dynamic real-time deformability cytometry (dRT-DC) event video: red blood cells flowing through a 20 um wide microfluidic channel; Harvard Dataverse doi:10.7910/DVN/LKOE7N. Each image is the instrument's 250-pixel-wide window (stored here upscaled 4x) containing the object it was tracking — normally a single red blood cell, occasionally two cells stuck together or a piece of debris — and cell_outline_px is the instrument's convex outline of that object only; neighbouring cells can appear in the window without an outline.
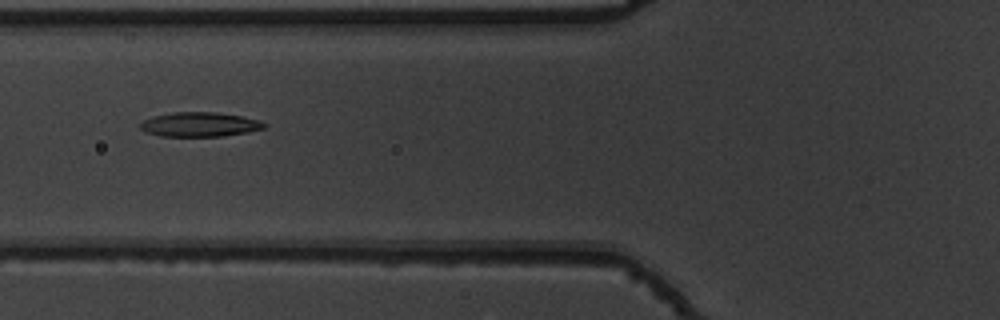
{"species": "common noctule bat (a hibernating species)", "species_latin": "Nyctalus noctula", "temperature_condition": "warm", "stored_images_in_passage": 43, "segment_of_instrument_passage": [1, 2], "camera_frame_rate_fps": 3000, "um_per_image_px": 0.085, "animal": {"sex": "male", "body_mass_g": 19.5, "forearm_length_mm": 54.6}, "frame": {"image": 1, "passage_image": 11, "time_ms": 3.333, "image_size_px": [1000, 320], "cell_outline_px": [[268, 124], [264, 128], [248, 132], [224, 136], [160, 136], [148, 132], [140, 128], [140, 124], [144, 120], [152, 116], [172, 112], [216, 112], [240, 116], [260, 120]], "centroid_in_image_um": [16.99, 10.57], "position_along_channel_um": 108.8, "area_um2": 17.63}}
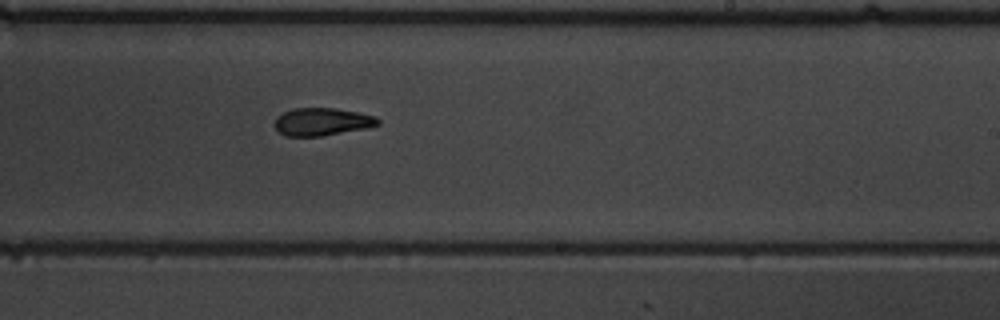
{"frame": {"image": 2, "passage_image": 23, "time_ms": 7.333, "image_size_px": [1000, 320], "cell_outline_px": [[380, 124], [364, 128], [320, 136], [284, 136], [272, 124], [276, 116], [292, 108], [336, 108], [376, 116], [380, 120]], "centroid_in_image_um": [27.32, 10.34], "position_along_channel_um": 261.7, "area_um2": 16.65}}
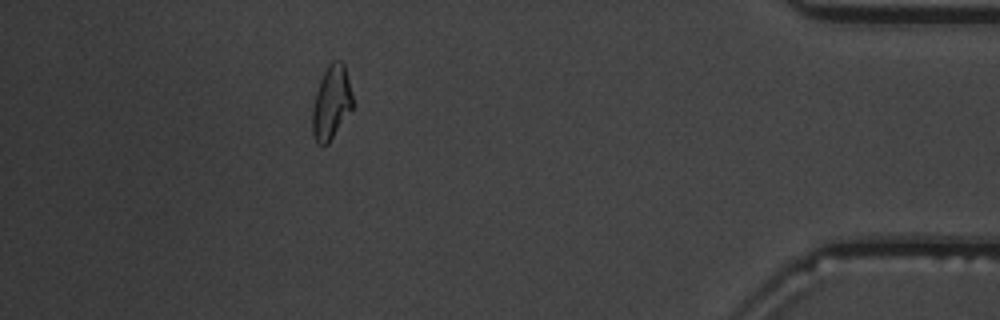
{"frame": {"image": 3, "passage_image": 38, "time_ms": 12.333, "image_size_px": [1000, 320], "cell_outline_px": [[352, 108], [328, 144], [320, 144], [312, 136], [312, 108], [316, 92], [320, 80], [328, 64], [332, 60], [340, 60], [344, 64], [352, 96]], "centroid_in_image_um": [28.14, 8.71], "position_along_channel_um": 407.1, "area_um2": 17.05}}